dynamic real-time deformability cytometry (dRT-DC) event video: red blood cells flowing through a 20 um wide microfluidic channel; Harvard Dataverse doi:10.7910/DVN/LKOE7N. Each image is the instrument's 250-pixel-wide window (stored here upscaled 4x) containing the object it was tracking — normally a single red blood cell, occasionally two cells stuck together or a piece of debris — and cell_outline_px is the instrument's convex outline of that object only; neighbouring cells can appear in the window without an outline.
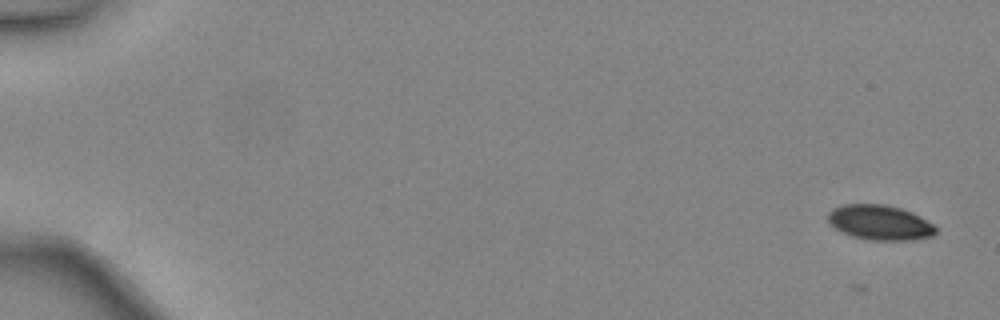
{"species": "common noctule bat (a hibernating species)", "species_latin": "Nyctalus noctula", "temperature_condition": "warm", "stored_images_in_passage": 48, "camera_frame_rate_fps": 3000, "um_per_image_px": 0.085, "animal": {"sex": "female", "body_mass_g": 24.6, "forearm_length_mm": 56.2}, "frame": {"image": 1, "passage_image": 2, "time_ms": 0.333, "image_size_px": [1000, 320], "cell_outline_px": [[936, 232], [932, 236], [912, 240], [868, 240], [852, 236], [840, 232], [828, 224], [828, 212], [832, 208], [840, 204], [884, 204], [900, 208], [912, 212], [920, 216], [932, 224], [936, 228]], "centroid_in_image_um": [74.73, 18.91], "position_along_channel_um": 10.3, "area_um2": 22.2}}
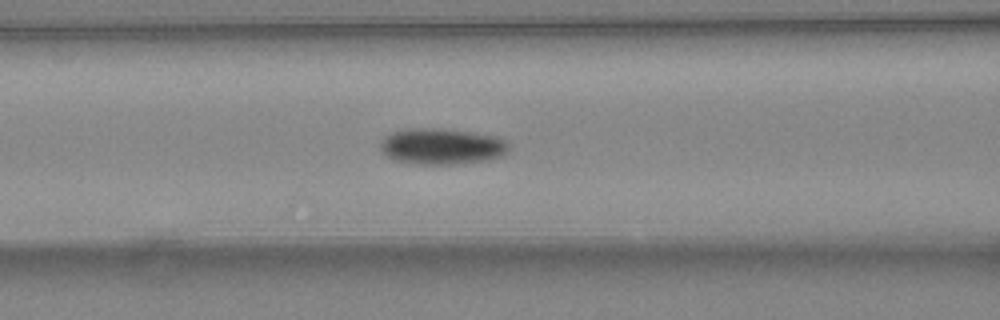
{"frame": {"image": 2, "passage_image": 22, "time_ms": 7.0, "image_size_px": [1000, 320], "cell_outline_px": [[508, 152], [500, 156], [488, 160], [456, 164], [412, 164], [396, 160], [380, 152], [380, 140], [384, 136], [392, 132], [404, 128], [440, 128], [472, 132], [496, 136], [508, 140]], "centroid_in_image_um": [37.52, 12.43], "position_along_channel_um": 129.1, "area_um2": 27.4}}
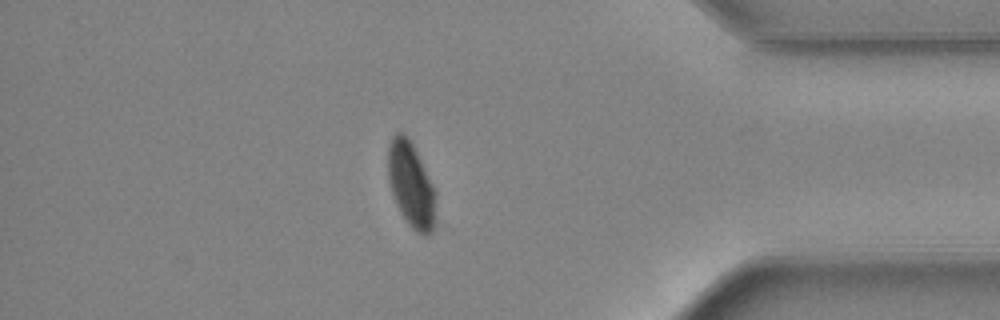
{"frame": {"image": 3, "passage_image": 42, "time_ms": 13.667, "image_size_px": [1000, 320], "cell_outline_px": [[436, 220], [432, 232], [424, 236], [416, 232], [408, 224], [400, 212], [396, 204], [388, 180], [388, 144], [392, 136], [396, 132], [400, 132], [408, 136], [436, 192]], "centroid_in_image_um": [34.94, 15.74], "position_along_channel_um": 400.3, "area_um2": 23.81}, "authors_computed_cell_mechanics": {"area_um2": 25.3164, "velocity_mm_per_s": 4.474, "shape_relaxation_time_tau1_ms": 2.6791, "shape_relaxation_time_tau2_ms": null, "deformation_change_tau1": 0.1002, "deformation_change_tau2": null}}